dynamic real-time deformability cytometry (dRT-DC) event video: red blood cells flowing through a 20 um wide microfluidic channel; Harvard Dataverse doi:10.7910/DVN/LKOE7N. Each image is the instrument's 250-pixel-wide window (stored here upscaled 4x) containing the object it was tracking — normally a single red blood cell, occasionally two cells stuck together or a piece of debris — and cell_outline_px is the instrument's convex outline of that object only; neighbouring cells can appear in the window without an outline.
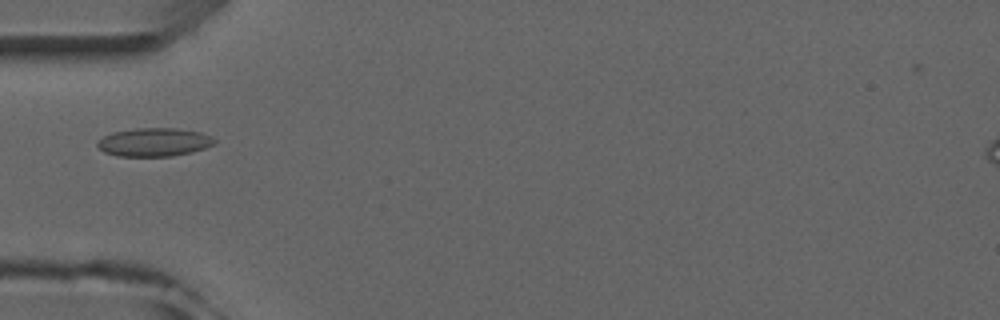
{"species": "common noctule bat (a hibernating species)", "species_latin": "Nyctalus noctula", "temperature_condition": "room temperature", "stored_images_in_passage": 2, "camera_frame_rate_fps": 3000, "um_per_image_px": 0.085, "animal": {"sex": "male", "forearm_length_mm": 52.5}, "frame": {"image": 1, "passage_image": 1, "time_ms": 0.0, "image_size_px": [1000, 320], "cell_outline_px": [[216, 140], [212, 144], [204, 148], [192, 152], [172, 156], [116, 156], [104, 152], [96, 144], [104, 136], [112, 132], [136, 128], [176, 128], [200, 132], [212, 136]], "centroid_in_image_um": [13.1, 12.08], "position_along_channel_um": 71.9, "area_um2": 19.31}}
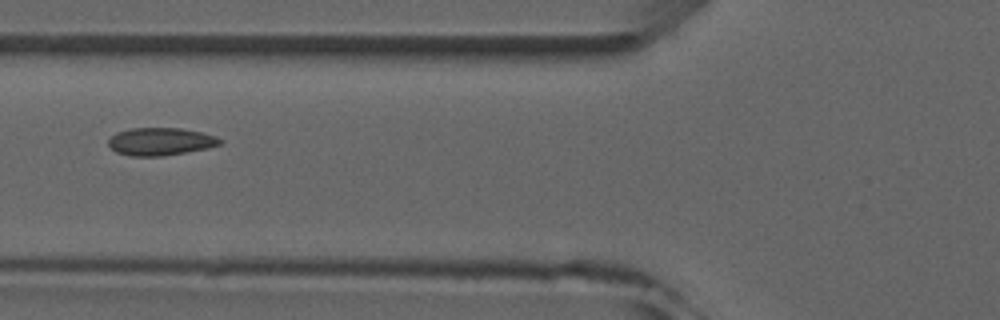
{"frame": {"image": 2, "passage_image": 2, "time_ms": 1.0, "image_size_px": [1000, 320], "cell_outline_px": [[224, 140], [220, 144], [208, 148], [164, 156], [132, 156], [116, 152], [108, 144], [108, 140], [116, 132], [132, 128], [180, 128], [200, 132], [216, 136]], "centroid_in_image_um": [13.65, 12.03], "position_along_channel_um": 112.1, "area_um2": 17.98}}